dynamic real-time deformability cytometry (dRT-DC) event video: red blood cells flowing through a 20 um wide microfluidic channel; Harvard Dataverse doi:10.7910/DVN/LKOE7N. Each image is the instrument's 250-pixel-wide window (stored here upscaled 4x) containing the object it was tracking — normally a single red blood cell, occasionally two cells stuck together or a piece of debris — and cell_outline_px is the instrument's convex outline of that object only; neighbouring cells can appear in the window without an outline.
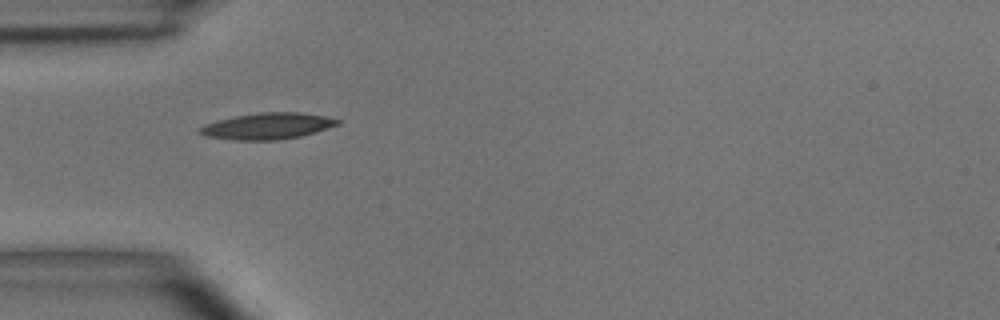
{"species": "common noctule bat (a hibernating species)", "species_latin": "Nyctalus noctula", "temperature_condition": "room temperature", "stored_images_in_passage": 2, "camera_frame_rate_fps": 3000, "um_per_image_px": 0.085, "animal": {"sex": "male", "body_mass_g": 15.6}, "frame": {"image": 1, "passage_image": 1, "time_ms": 0.0, "image_size_px": [1000, 320], "cell_outline_px": [[340, 124], [316, 132], [300, 136], [276, 140], [232, 140], [208, 136], [200, 132], [196, 128], [204, 124], [216, 120], [236, 116], [260, 112], [300, 112], [324, 116], [340, 120]], "centroid_in_image_um": [22.72, 10.71], "position_along_channel_um": 62.3, "area_um2": 21.1}}
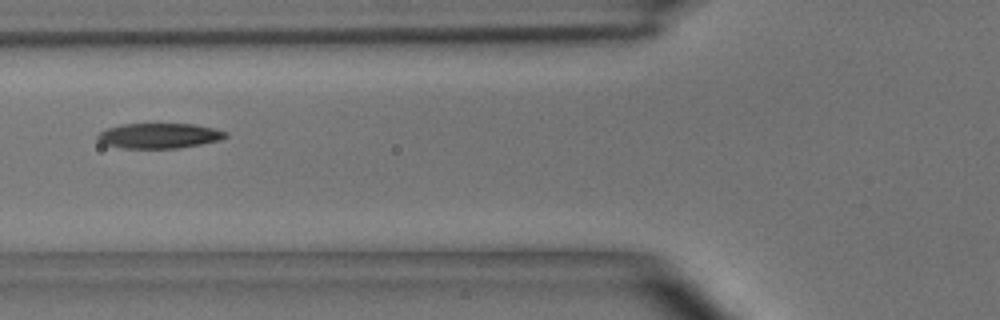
{"frame": {"image": 2, "passage_image": 2, "time_ms": 1.333, "image_size_px": [1000, 320], "cell_outline_px": [[228, 136], [220, 140], [180, 148], [124, 148], [104, 144], [96, 136], [100, 132], [108, 128], [120, 124], [192, 124], [212, 128], [228, 132]], "centroid_in_image_um": [13.54, 11.54], "position_along_channel_um": 112.3, "area_um2": 18.61}}